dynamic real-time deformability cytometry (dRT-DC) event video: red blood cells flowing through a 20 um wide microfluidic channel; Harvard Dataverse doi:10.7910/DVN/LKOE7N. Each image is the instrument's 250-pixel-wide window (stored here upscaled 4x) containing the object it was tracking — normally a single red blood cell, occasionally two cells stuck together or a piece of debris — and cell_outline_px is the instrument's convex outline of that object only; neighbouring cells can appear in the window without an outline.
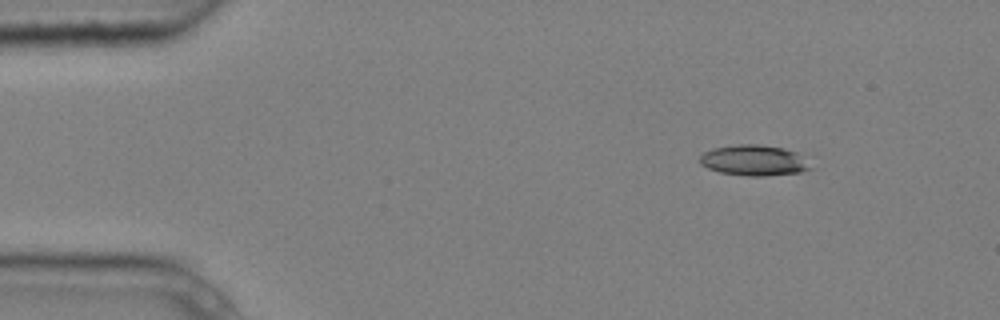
{"species": "common noctule bat (a hibernating species)", "species_latin": "Nyctalus noctula", "temperature_condition": "cold", "stored_images_in_passage": 4, "camera_frame_rate_fps": 3000, "um_per_image_px": 0.085, "animal": {"sex": "male", "body_mass_g": 20.4}, "frame": {"image": 1, "passage_image": 4, "time_ms": 1.0, "image_size_px": [1000, 320], "cell_outline_px": [[816, 168], [800, 172], [764, 176], [748, 176], [720, 172], [708, 168], [700, 164], [700, 156], [704, 152], [712, 148], [736, 144], [760, 144], [784, 148], [796, 152]], "centroid_in_image_um": [64.11, 13.63], "position_along_channel_um": 20.9, "area_um2": 19.94}}